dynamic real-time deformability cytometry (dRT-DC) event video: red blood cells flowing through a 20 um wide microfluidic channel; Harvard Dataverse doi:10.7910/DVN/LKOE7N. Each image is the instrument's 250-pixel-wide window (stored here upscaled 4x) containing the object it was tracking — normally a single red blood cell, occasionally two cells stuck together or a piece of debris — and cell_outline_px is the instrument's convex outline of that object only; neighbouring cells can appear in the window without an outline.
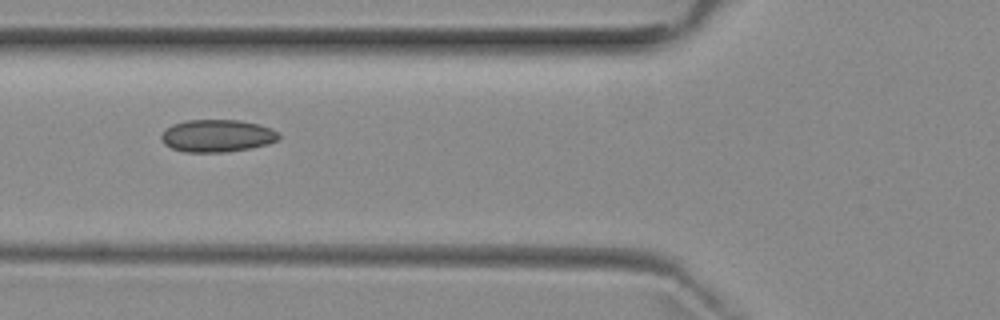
{"species": "common noctule bat (a hibernating species)", "species_latin": "Nyctalus noctula", "temperature_condition": "room temperature", "stored_images_in_passage": 7, "camera_frame_rate_fps": 3000, "um_per_image_px": 0.085, "animal": {"sex": "female", "body_mass_g": 29.2, "forearm_length_mm": 56.3}, "frame": {"image": 1, "passage_image": 5, "time_ms": 5.333, "image_size_px": [1000, 320], "cell_outline_px": [[280, 140], [268, 144], [252, 148], [224, 152], [184, 152], [172, 148], [164, 144], [160, 140], [160, 136], [172, 124], [184, 120], [240, 120], [260, 124], [272, 128], [280, 132]], "centroid_in_image_um": [18.5, 11.54], "position_along_channel_um": 107.3, "area_um2": 22.54}}
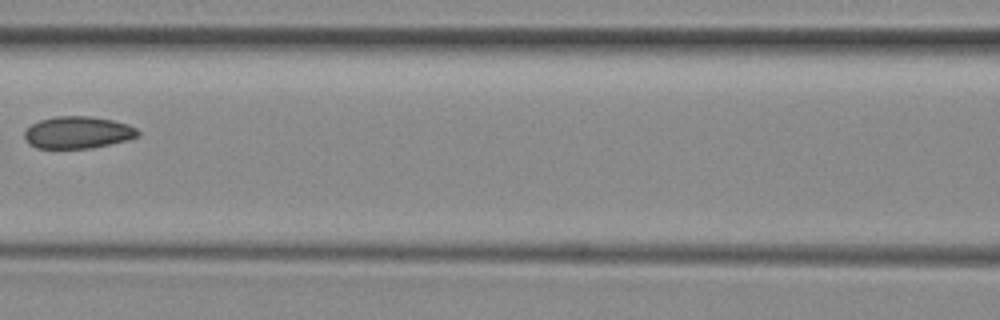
{"frame": {"image": 2, "passage_image": 6, "time_ms": 6.667, "image_size_px": [1000, 320], "cell_outline_px": [[140, 136], [128, 140], [112, 144], [92, 148], [36, 148], [28, 144], [24, 136], [24, 132], [32, 124], [40, 120], [56, 116], [88, 116], [112, 120], [128, 124], [136, 128], [140, 132]], "centroid_in_image_um": [6.63, 11.27], "position_along_channel_um": 160.0, "area_um2": 21.33}}
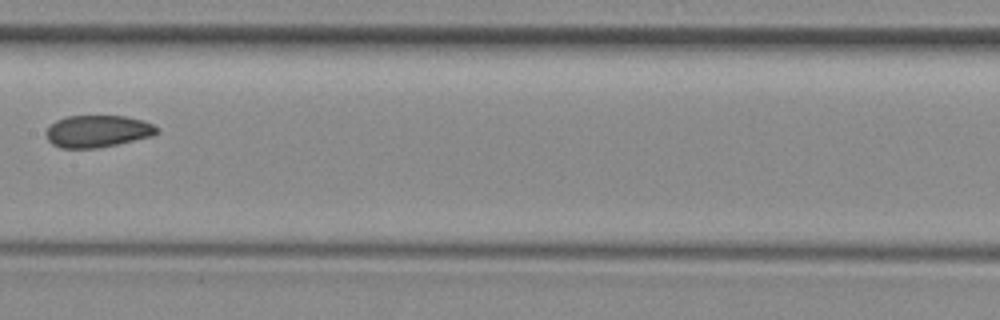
{"frame": {"image": 3, "passage_image": 7, "time_ms": 7.667, "image_size_px": [1000, 320], "cell_outline_px": [[160, 132], [152, 136], [116, 144], [96, 148], [60, 148], [52, 144], [48, 140], [48, 128], [56, 120], [68, 116], [124, 116], [144, 120], [160, 128]], "centroid_in_image_um": [8.34, 11.15], "position_along_channel_um": 199.1, "area_um2": 20.58}}